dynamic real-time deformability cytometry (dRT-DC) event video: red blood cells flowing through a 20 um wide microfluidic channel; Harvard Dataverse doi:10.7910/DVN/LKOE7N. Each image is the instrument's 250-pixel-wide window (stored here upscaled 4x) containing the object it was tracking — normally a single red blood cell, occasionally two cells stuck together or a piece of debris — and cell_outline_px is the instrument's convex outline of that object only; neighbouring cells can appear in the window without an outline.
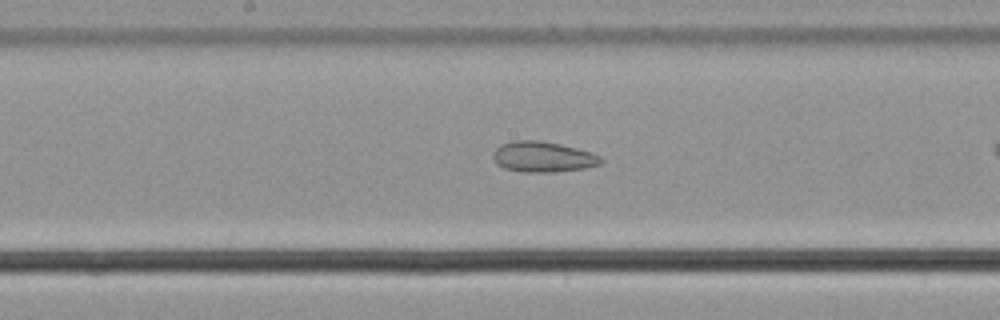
{"species": "common noctule bat (a hibernating species)", "species_latin": "Nyctalus noctula", "temperature_condition": "cold", "stored_images_in_passage": 28, "camera_frame_rate_fps": 3000, "um_per_image_px": 0.085, "animal": {"sex": "male", "body_mass_g": 21.5, "forearm_length_mm": 52.0}, "frame": {"image": 1, "passage_image": 13, "time_ms": 4.0, "image_size_px": [1000, 320], "cell_outline_px": [[604, 160], [600, 164], [584, 168], [556, 172], [520, 172], [504, 168], [496, 164], [492, 156], [496, 148], [500, 144], [512, 140], [540, 140], [560, 144], [592, 152], [600, 156]], "centroid_in_image_um": [46.13, 13.33], "position_along_channel_um": 202.1, "area_um2": 19.42}}
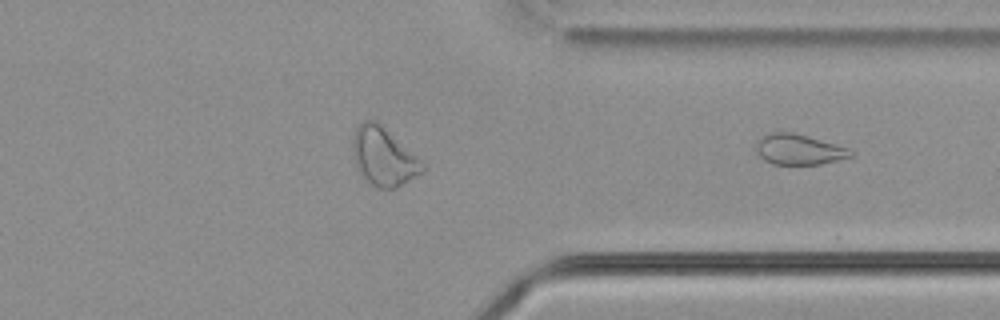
{"frame": {"image": 2, "passage_image": 28, "time_ms": 9.0, "image_size_px": [1000, 320], "cell_outline_px": [[856, 152], [852, 156], [820, 164], [772, 164], [764, 160], [760, 156], [756, 148], [756, 140], [760, 136], [772, 132], [792, 132], [848, 148]], "centroid_in_image_um": [67.87, 12.7], "position_along_channel_um": 343.5, "area_um2": 16.65}}